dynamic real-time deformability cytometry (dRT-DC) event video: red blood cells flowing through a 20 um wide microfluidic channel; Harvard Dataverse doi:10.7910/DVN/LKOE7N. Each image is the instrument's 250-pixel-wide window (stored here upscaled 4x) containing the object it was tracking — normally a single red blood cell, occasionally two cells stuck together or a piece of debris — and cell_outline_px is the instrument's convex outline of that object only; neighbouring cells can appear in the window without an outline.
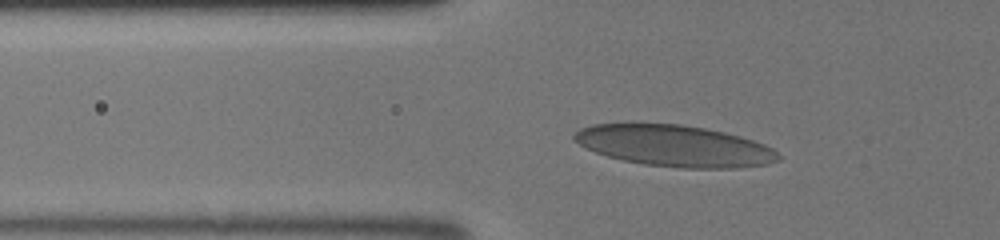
{"species": "human", "species_latin": "Homo sapiens", "temperature_condition": "room temperature", "stored_images_in_passage": 34, "camera_frame_rate_fps": 3000, "um_per_image_px": 0.085, "donor": {"sex": "male"}, "frame": {"image": 1, "passage_image": 10, "time_ms": 3.0, "image_size_px": [1000, 240], "cell_outline_px": [[780, 160], [768, 164], [736, 168], [680, 168], [644, 164], [624, 160], [608, 156], [596, 152], [572, 140], [572, 136], [580, 128], [592, 124], [632, 120], [680, 124], [704, 128], [724, 132], [740, 136], [764, 144], [772, 148], [780, 156]], "centroid_in_image_um": [57.27, 12.35], "position_along_channel_um": 68.5, "area_um2": 50.17}}
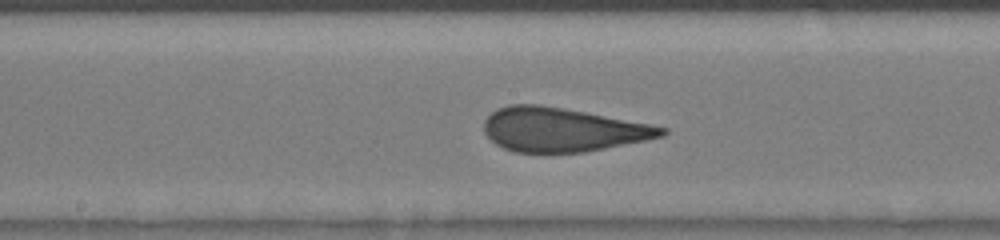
{"frame": {"image": 2, "passage_image": 19, "time_ms": 6.0, "image_size_px": [1000, 240], "cell_outline_px": [[668, 132], [664, 136], [648, 140], [584, 152], [512, 152], [496, 144], [484, 132], [484, 120], [496, 108], [508, 104], [540, 104], [564, 108], [652, 124], [668, 128]], "centroid_in_image_um": [47.82, 11.01], "position_along_channel_um": 200.4, "area_um2": 45.66}}
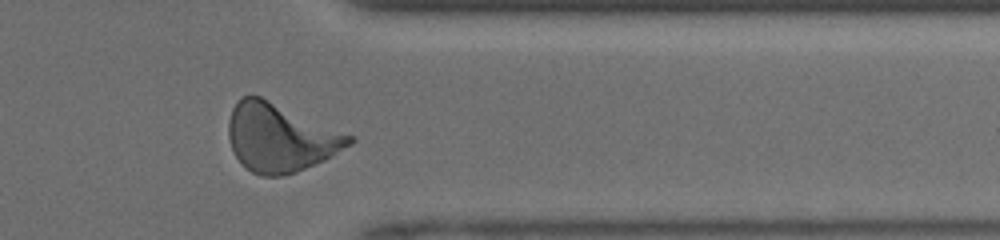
{"frame": {"image": 3, "passage_image": 31, "time_ms": 10.0, "image_size_px": [1000, 240], "cell_outline_px": [[356, 140], [352, 144], [324, 160], [296, 172], [280, 176], [260, 176], [252, 172], [236, 156], [232, 148], [228, 136], [228, 120], [232, 108], [236, 100], [240, 96], [260, 96], [356, 136]], "centroid_in_image_um": [23.84, 11.68], "position_along_channel_um": 387.6, "area_um2": 48.03}}